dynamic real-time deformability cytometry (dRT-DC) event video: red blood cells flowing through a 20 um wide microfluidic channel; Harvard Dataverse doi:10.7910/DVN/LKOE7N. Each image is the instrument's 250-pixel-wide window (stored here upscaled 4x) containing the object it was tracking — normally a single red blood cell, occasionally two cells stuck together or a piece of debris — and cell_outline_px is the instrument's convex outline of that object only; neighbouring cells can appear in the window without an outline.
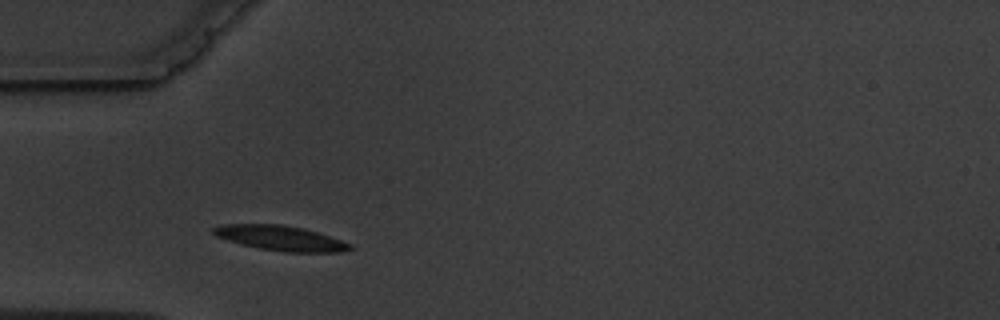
{"species": "common noctule bat (a hibernating species)", "species_latin": "Nyctalus noctula", "temperature_condition": "warm", "stored_images_in_passage": 9, "camera_frame_rate_fps": 3000, "um_per_image_px": 0.085, "animal": {"sex": "male", "body_mass_g": 19.5, "forearm_length_mm": 54.6}, "frame": {"image": 1, "passage_image": 1, "time_ms": 0.0, "image_size_px": [1000, 320], "cell_outline_px": [[356, 248], [340, 252], [284, 252], [260, 248], [240, 244], [216, 236], [212, 232], [212, 228], [224, 224], [280, 224], [304, 228], [352, 244]], "centroid_in_image_um": [23.86, 20.24], "position_along_channel_um": 61.1, "area_um2": 19.77}}
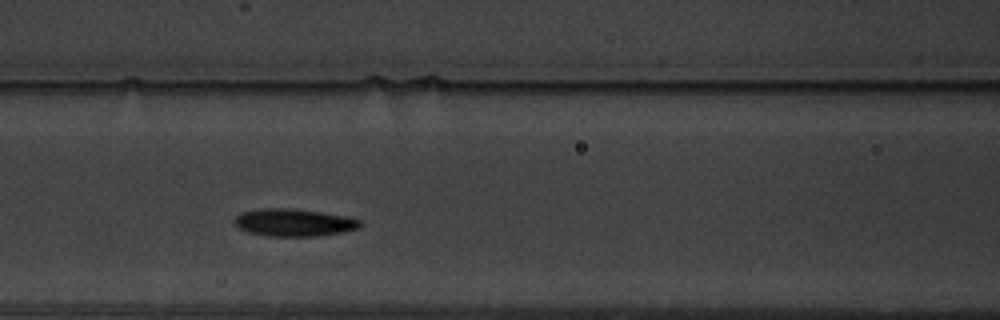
{"frame": {"image": 2, "passage_image": 3, "time_ms": 2.333, "image_size_px": [1000, 320], "cell_outline_px": [[360, 228], [340, 232], [316, 236], [268, 236], [248, 232], [240, 228], [236, 224], [236, 216], [240, 212], [260, 208], [292, 208], [320, 212], [344, 216], [360, 220]], "centroid_in_image_um": [24.95, 18.91], "position_along_channel_um": 141.6, "area_um2": 19.88}}
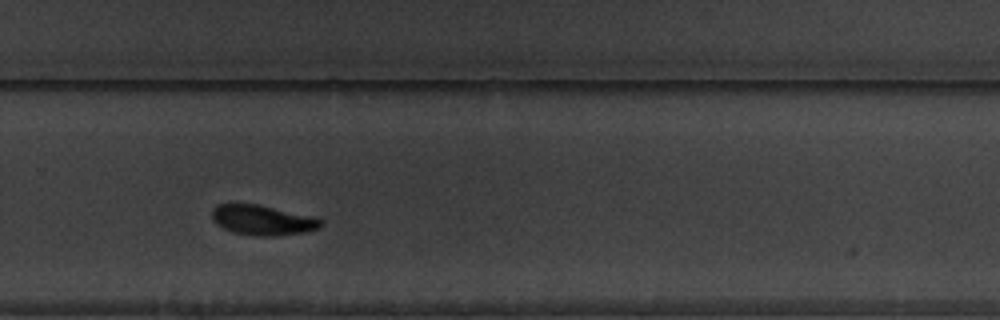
{"frame": {"image": 3, "passage_image": 7, "time_ms": 7.0, "image_size_px": [1000, 320], "cell_outline_px": [[324, 224], [320, 228], [304, 232], [276, 236], [260, 236], [232, 232], [216, 224], [212, 220], [212, 208], [216, 204], [228, 200], [232, 200], [256, 204], [316, 216], [324, 220]], "centroid_in_image_um": [22.28, 18.66], "position_along_channel_um": 307.5, "area_um2": 19.94}}